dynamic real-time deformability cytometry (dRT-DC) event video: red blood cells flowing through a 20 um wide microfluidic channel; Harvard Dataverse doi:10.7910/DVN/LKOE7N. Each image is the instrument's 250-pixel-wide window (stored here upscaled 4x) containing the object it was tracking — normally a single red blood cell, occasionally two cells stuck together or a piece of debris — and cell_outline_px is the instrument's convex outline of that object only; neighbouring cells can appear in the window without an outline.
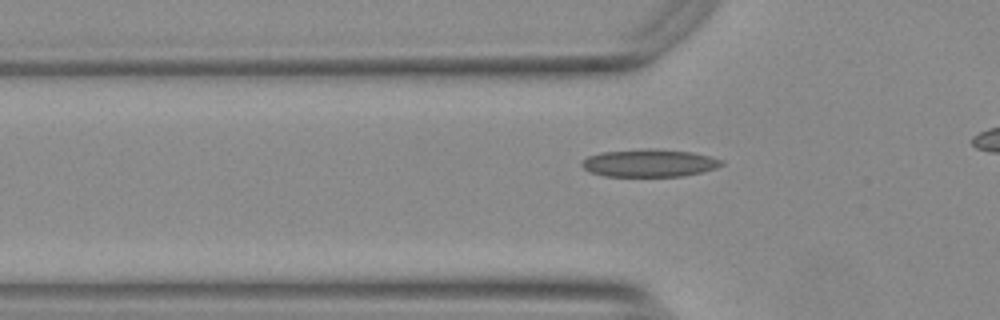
{"species": "Egyptian fruit bat (a non-hibernating species)", "species_latin": "Rousettus aegyptiacus", "temperature_condition": "warm", "stored_images_in_passage": 39, "camera_frame_rate_fps": 3000, "um_per_image_px": 0.085, "animal": {"sex": "female"}, "frame": {"image": 1, "passage_image": 12, "time_ms": 3.667, "image_size_px": [1000, 320], "cell_outline_px": [[724, 164], [716, 168], [700, 172], [680, 176], [604, 176], [592, 172], [584, 168], [580, 164], [580, 160], [588, 156], [600, 152], [640, 148], [656, 148], [692, 152], [712, 156], [724, 160]], "centroid_in_image_um": [55.19, 13.83], "position_along_channel_um": 70.6, "area_um2": 22.83}}
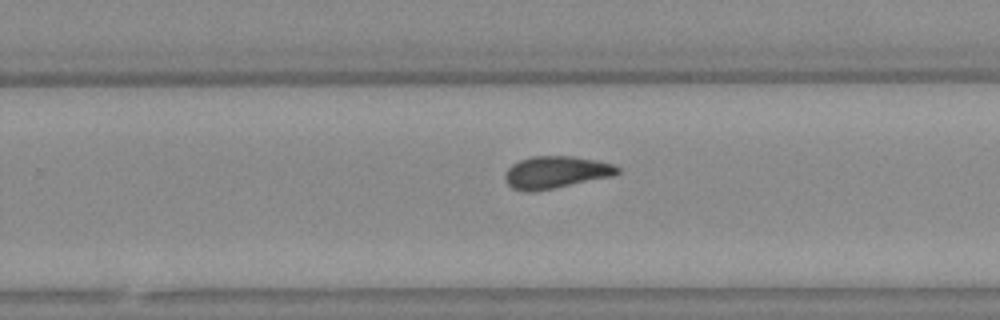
{"frame": {"image": 2, "passage_image": 29, "time_ms": 9.333, "image_size_px": [1000, 320], "cell_outline_px": [[620, 172], [612, 176], [556, 188], [532, 192], [528, 192], [512, 188], [504, 180], [504, 176], [508, 168], [512, 164], [520, 160], [532, 156], [572, 156], [596, 160], [612, 164], [620, 168]], "centroid_in_image_um": [47.23, 14.65], "position_along_channel_um": 282.6, "area_um2": 21.15}}
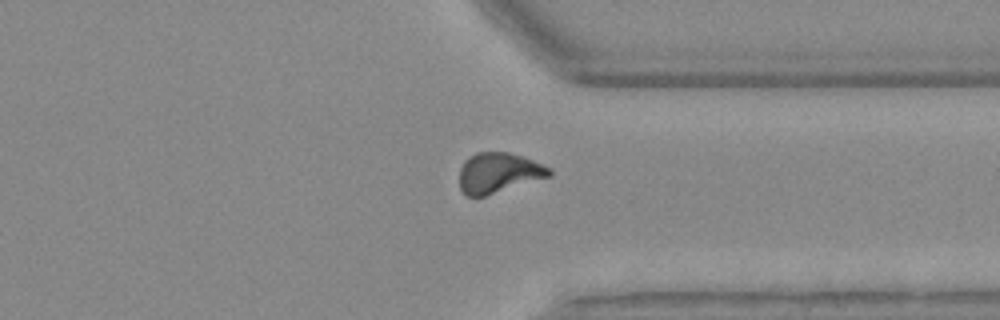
{"frame": {"image": 3, "passage_image": 36, "time_ms": 11.667, "image_size_px": [1000, 320], "cell_outline_px": [[552, 176], [484, 196], [464, 196], [460, 188], [460, 168], [464, 160], [468, 156], [476, 152], [508, 152], [532, 160], [552, 168]], "centroid_in_image_um": [42.37, 14.69], "position_along_channel_um": 369.0, "area_um2": 21.15}}